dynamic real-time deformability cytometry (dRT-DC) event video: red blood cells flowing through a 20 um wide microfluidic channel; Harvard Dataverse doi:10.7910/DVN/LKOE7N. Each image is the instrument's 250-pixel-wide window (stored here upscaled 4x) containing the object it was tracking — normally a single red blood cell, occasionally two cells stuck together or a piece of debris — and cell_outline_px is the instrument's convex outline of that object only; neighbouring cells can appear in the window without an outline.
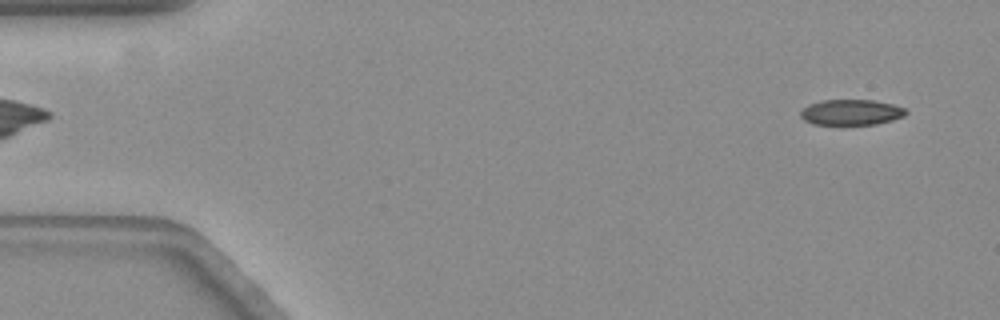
{"species": "common noctule bat (a hibernating species)", "species_latin": "Nyctalus noctula", "temperature_condition": "warm", "stored_images_in_passage": 57, "camera_frame_rate_fps": 3000, "um_per_image_px": 0.085, "animal": {"sex": "female", "body_mass_g": 19.3, "forearm_length_mm": 54.1}, "frame": {"image": 1, "passage_image": 3, "time_ms": 0.667, "image_size_px": [1000, 320], "cell_outline_px": [[908, 112], [904, 116], [892, 120], [876, 124], [816, 124], [804, 120], [800, 116], [800, 112], [808, 104], [820, 100], [872, 100], [892, 104], [904, 108]], "centroid_in_image_um": [72.34, 9.53], "position_along_channel_um": 12.7, "area_um2": 15.61}}
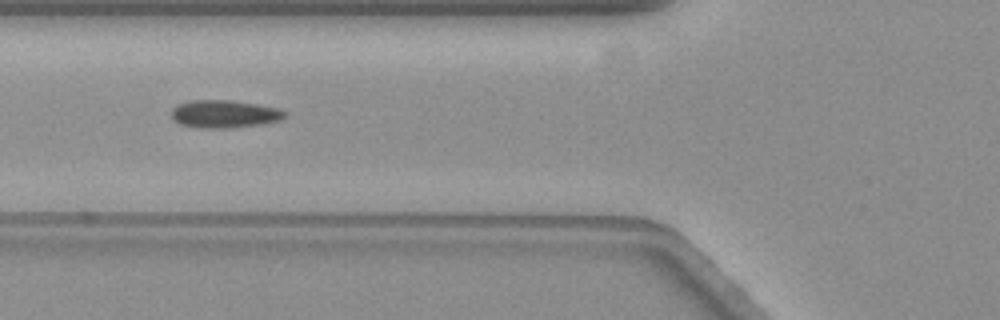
{"frame": {"image": 2, "passage_image": 21, "time_ms": 6.667, "image_size_px": [1000, 320], "cell_outline_px": [[284, 116], [280, 120], [264, 124], [228, 128], [200, 128], [180, 124], [172, 116], [172, 108], [176, 104], [188, 100], [228, 100], [256, 104], [276, 108], [284, 112]], "centroid_in_image_um": [19.02, 9.69], "position_along_channel_um": 106.8, "area_um2": 18.21}}
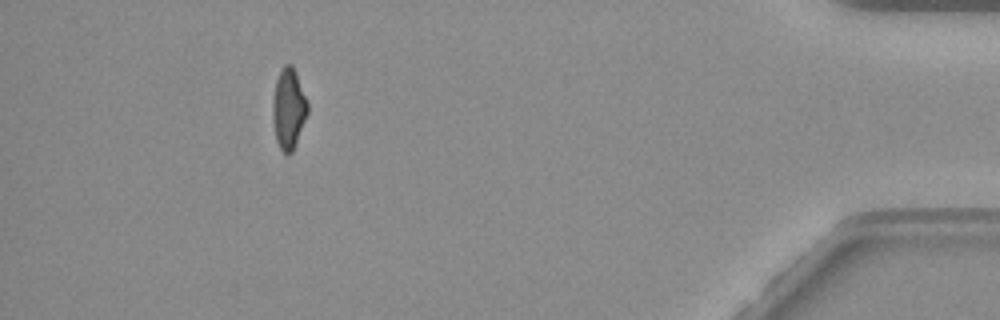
{"frame": {"image": 3, "passage_image": 52, "time_ms": 17.0, "image_size_px": [1000, 320], "cell_outline_px": [[308, 112], [292, 152], [288, 156], [280, 148], [276, 140], [272, 116], [272, 104], [276, 80], [284, 64], [292, 64], [296, 72], [308, 100]], "centroid_in_image_um": [24.53, 9.22], "position_along_channel_um": 410.7, "area_um2": 16.42}, "authors_computed_cell_mechanics": {"area_um2": 17.6868, "velocity_mm_per_s": 3.5489, "shape_relaxation_time_tau1_ms": null, "shape_relaxation_time_tau2_ms": 1.6081, "deformation_change_tau1": null, "deformation_change_tau2": 0.0612}}